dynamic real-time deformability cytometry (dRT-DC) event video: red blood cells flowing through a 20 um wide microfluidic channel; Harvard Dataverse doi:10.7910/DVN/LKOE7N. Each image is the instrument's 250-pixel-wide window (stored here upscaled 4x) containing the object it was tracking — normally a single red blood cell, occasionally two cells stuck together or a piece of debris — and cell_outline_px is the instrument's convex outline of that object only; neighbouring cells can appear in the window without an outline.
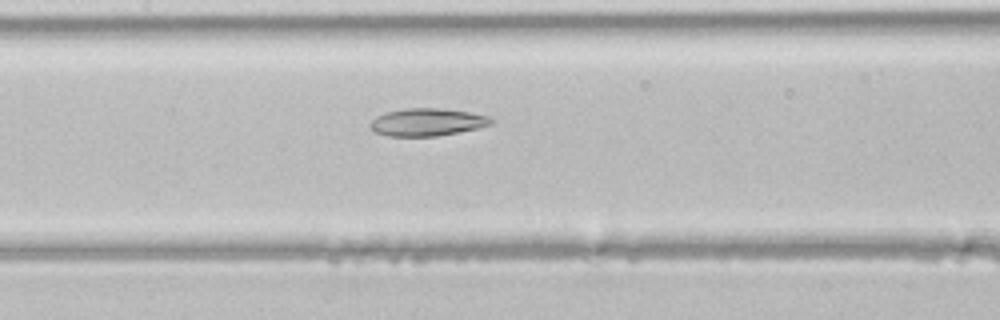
{"species": "common noctule bat (a hibernating species)", "species_latin": "Nyctalus noctula", "temperature_condition": "room temperature", "stored_images_in_passage": 39, "segment_of_instrument_passage": [1, 2], "camera_frame_rate_fps": 3000, "um_per_image_px": 0.085, "animal": {"sex": "male", "body_mass_g": 21.5, "forearm_length_mm": 52.0}, "frame": {"image": 1, "passage_image": 16, "time_ms": 5.0, "image_size_px": [1000, 320], "cell_outline_px": [[492, 124], [480, 128], [436, 136], [388, 136], [376, 132], [368, 124], [376, 116], [384, 112], [404, 108], [440, 108], [468, 112], [488, 116], [492, 120]], "centroid_in_image_um": [36.29, 10.38], "position_along_channel_um": 171.1, "area_um2": 19.42}}
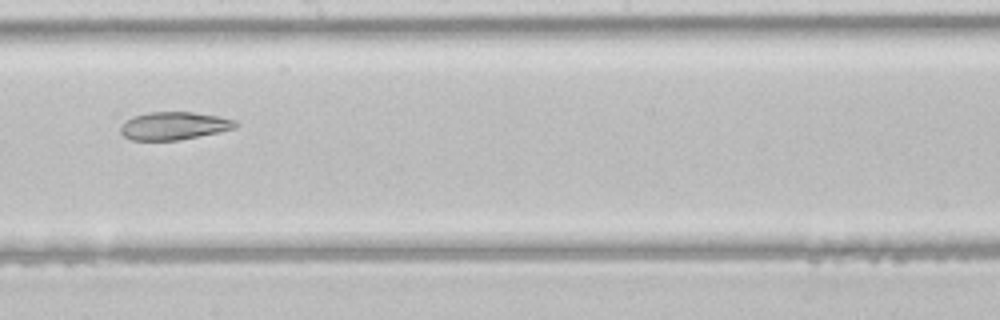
{"frame": {"image": 2, "passage_image": 20, "time_ms": 6.333, "image_size_px": [1000, 320], "cell_outline_px": [[240, 124], [236, 128], [220, 132], [180, 140], [132, 140], [124, 136], [120, 132], [120, 128], [132, 116], [148, 112], [192, 112], [220, 116], [236, 120]], "centroid_in_image_um": [14.85, 10.69], "position_along_channel_um": 233.4, "area_um2": 18.79}}
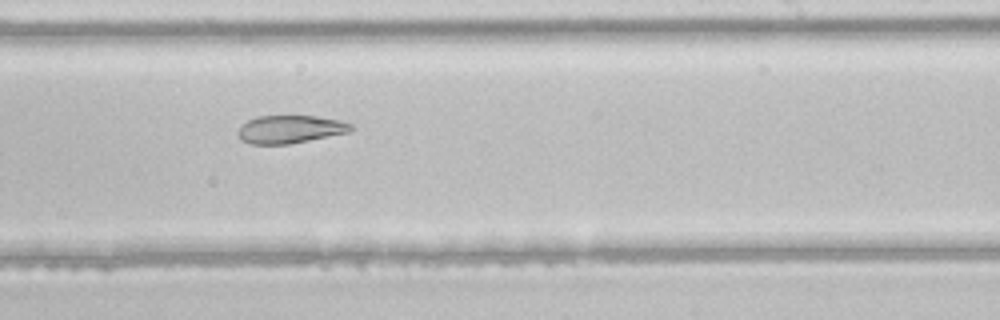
{"frame": {"image": 3, "passage_image": 22, "time_ms": 7.0, "image_size_px": [1000, 320], "cell_outline_px": [[356, 128], [348, 132], [288, 144], [248, 144], [240, 140], [236, 132], [248, 120], [256, 116], [316, 116], [340, 120], [352, 124]], "centroid_in_image_um": [24.64, 10.99], "position_along_channel_um": 264.4, "area_um2": 18.38}}